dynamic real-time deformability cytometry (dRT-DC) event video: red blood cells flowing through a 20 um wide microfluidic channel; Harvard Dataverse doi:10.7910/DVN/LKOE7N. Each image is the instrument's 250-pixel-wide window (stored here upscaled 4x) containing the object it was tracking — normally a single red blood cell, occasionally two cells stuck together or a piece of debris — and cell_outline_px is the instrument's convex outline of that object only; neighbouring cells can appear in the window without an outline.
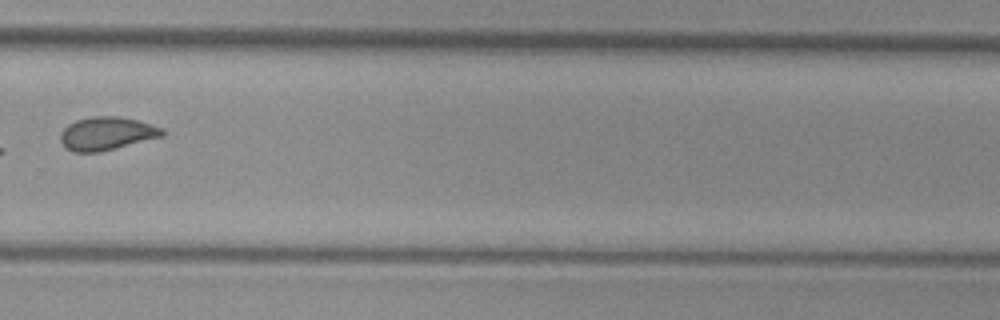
{"species": "common noctule bat (a hibernating species)", "species_latin": "Nyctalus noctula", "temperature_condition": "cold", "stored_images_in_passage": 15, "camera_frame_rate_fps": 3000, "um_per_image_px": 0.085, "animal": {"sex": "female", "body_mass_g": 29.2, "forearm_length_mm": 56.3}, "frame": {"image": 1, "passage_image": 11, "time_ms": 12.333, "image_size_px": [1000, 320], "cell_outline_px": [[164, 136], [100, 152], [72, 152], [64, 148], [60, 140], [60, 132], [68, 124], [76, 120], [92, 116], [116, 116], [136, 120], [164, 128]], "centroid_in_image_um": [9.04, 11.36], "position_along_channel_um": 320.8, "area_um2": 19.83}}